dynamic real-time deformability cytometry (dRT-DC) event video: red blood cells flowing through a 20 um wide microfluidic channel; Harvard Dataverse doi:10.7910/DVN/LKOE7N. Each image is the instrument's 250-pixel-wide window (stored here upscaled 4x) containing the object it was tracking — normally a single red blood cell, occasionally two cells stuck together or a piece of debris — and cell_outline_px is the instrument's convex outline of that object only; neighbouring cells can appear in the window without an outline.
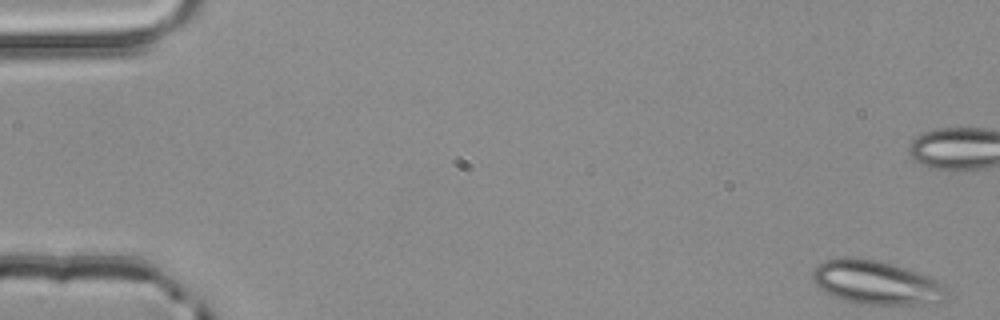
{"species": "common noctule bat (a hibernating species)", "species_latin": "Nyctalus noctula", "temperature_condition": "room temperature", "stored_images_in_passage": 5, "camera_frame_rate_fps": 3000, "um_per_image_px": 0.085, "animal": {"sex": "male", "body_mass_g": 20.4}, "frame": {"image": 1, "passage_image": 1, "time_ms": 0.0, "image_size_px": [1000, 320], "cell_outline_px": [[948, 300], [940, 304], [860, 304], [832, 296], [824, 292], [812, 280], [812, 272], [824, 260], [840, 256], [848, 256], [876, 260], [892, 264], [940, 280], [948, 288]], "centroid_in_image_um": [74.54, 24.03], "position_along_channel_um": 10.5, "area_um2": 34.74}}